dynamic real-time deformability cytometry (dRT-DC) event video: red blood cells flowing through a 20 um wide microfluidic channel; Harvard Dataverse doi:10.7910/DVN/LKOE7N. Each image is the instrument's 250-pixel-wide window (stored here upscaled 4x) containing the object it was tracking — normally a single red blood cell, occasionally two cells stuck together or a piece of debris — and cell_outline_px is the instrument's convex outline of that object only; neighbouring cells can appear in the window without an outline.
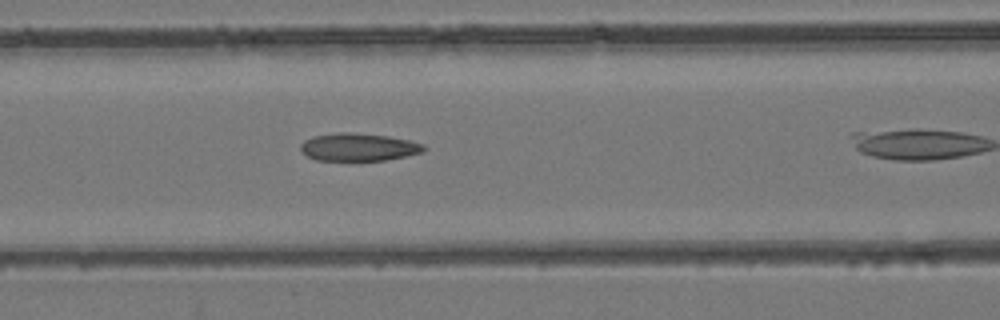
{"species": "common noctule bat (a hibernating species)", "species_latin": "Nyctalus noctula", "temperature_condition": "room temperature", "stored_images_in_passage": 17, "camera_frame_rate_fps": 3000, "um_per_image_px": 0.085, "animal": {"sex": "female", "body_mass_g": 24.6, "forearm_length_mm": 56.2}, "frame": {"image": 1, "passage_image": 8, "time_ms": 2.333, "image_size_px": [1000, 320], "cell_outline_px": [[428, 148], [424, 152], [384, 160], [316, 160], [308, 156], [300, 148], [300, 144], [304, 140], [312, 136], [340, 132], [348, 132], [388, 136], [408, 140], [424, 144]], "centroid_in_image_um": [30.49, 12.49], "position_along_channel_um": 136.1, "area_um2": 19.83}}